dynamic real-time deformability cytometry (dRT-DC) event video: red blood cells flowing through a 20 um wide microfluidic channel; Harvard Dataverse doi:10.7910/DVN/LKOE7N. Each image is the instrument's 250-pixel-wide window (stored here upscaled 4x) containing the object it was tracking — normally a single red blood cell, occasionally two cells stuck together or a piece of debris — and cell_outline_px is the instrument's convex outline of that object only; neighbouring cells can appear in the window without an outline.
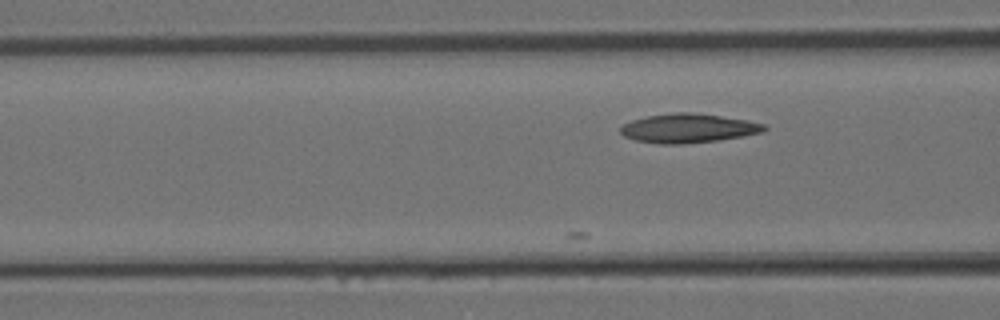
{"species": "Egyptian fruit bat (a non-hibernating species)", "species_latin": "Rousettus aegyptiacus", "temperature_condition": "room temperature", "stored_images_in_passage": 15, "camera_frame_rate_fps": 3000, "um_per_image_px": 0.085, "animal": {"sex": "female"}, "frame": {"image": 1, "passage_image": 9, "time_ms": 2.667, "image_size_px": [1000, 320], "cell_outline_px": [[768, 128], [764, 132], [720, 140], [684, 144], [660, 144], [636, 140], [624, 136], [620, 132], [620, 124], [632, 120], [648, 116], [676, 112], [692, 112], [748, 120], [764, 124]], "centroid_in_image_um": [58.49, 10.9], "position_along_channel_um": 108.1, "area_um2": 24.45}}
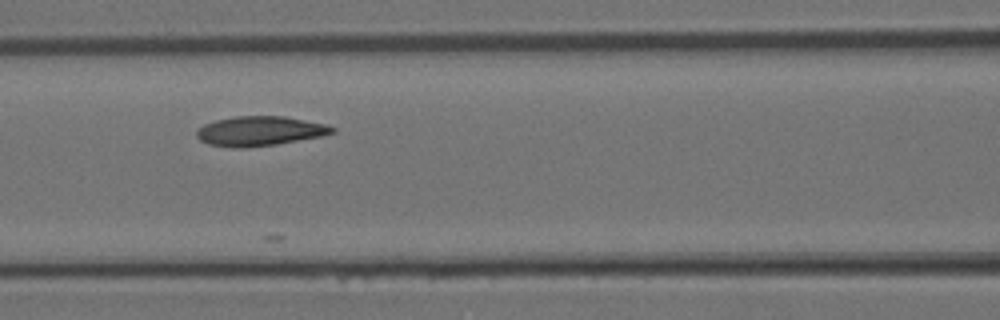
{"frame": {"image": 2, "passage_image": 11, "time_ms": 3.333, "image_size_px": [1000, 320], "cell_outline_px": [[336, 132], [320, 136], [276, 144], [244, 148], [232, 148], [208, 144], [200, 140], [196, 136], [196, 132], [204, 124], [216, 120], [236, 116], [284, 116], [328, 124], [336, 128]], "centroid_in_image_um": [22.09, 11.14], "position_along_channel_um": 144.5, "area_um2": 23.41}}
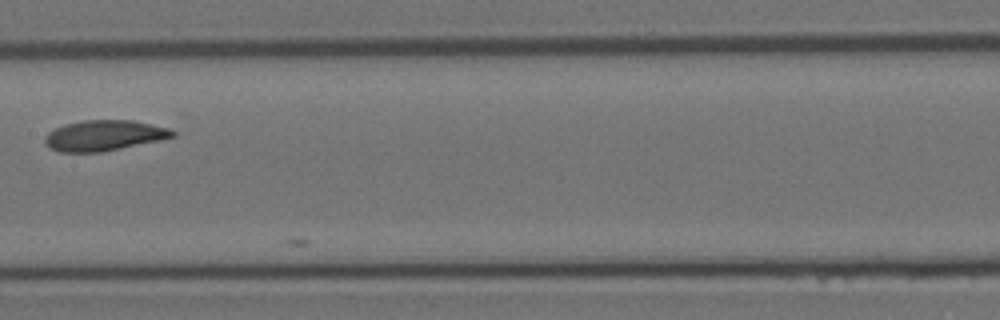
{"frame": {"image": 3, "passage_image": 14, "time_ms": 4.333, "image_size_px": [1000, 320], "cell_outline_px": [[176, 136], [160, 140], [100, 152], [60, 152], [44, 144], [44, 136], [48, 132], [56, 128], [68, 124], [84, 120], [132, 120], [152, 124], [168, 128], [176, 132]], "centroid_in_image_um": [8.85, 11.51], "position_along_channel_um": 198.5, "area_um2": 22.54}}